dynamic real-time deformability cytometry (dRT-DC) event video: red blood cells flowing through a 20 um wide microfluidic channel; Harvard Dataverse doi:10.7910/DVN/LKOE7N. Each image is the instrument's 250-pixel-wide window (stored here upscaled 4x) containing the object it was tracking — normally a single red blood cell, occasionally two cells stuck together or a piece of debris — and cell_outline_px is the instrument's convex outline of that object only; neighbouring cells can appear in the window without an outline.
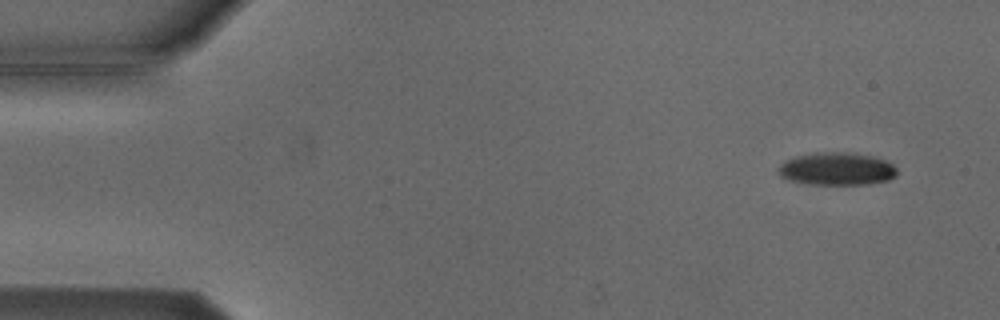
{"species": "Egyptian fruit bat (a non-hibernating species)", "species_latin": "Rousettus aegyptiacus", "temperature_condition": "cold", "stored_images_in_passage": 2, "camera_frame_rate_fps": 3000, "um_per_image_px": 0.085, "animal": {"sex": "male"}, "frame": {"image": 1, "passage_image": 1, "time_ms": 0.0, "image_size_px": [1000, 320], "cell_outline_px": [[896, 176], [888, 180], [868, 184], [812, 184], [792, 180], [780, 176], [776, 168], [784, 160], [796, 156], [812, 152], [852, 152], [872, 156], [884, 160], [892, 164], [896, 168]], "centroid_in_image_um": [71.1, 14.34], "position_along_channel_um": 13.9, "area_um2": 22.72}}